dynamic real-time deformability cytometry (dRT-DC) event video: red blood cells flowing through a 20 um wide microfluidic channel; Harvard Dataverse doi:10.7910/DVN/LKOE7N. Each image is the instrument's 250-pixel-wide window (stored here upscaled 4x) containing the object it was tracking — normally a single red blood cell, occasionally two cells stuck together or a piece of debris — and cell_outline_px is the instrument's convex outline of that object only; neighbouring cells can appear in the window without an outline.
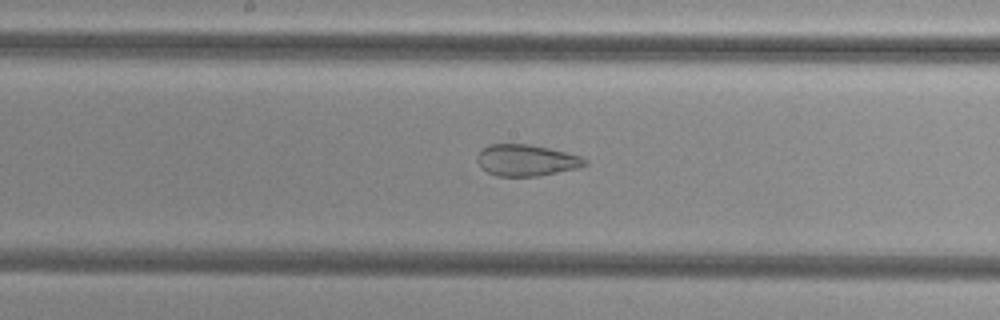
{"species": "common noctule bat (a hibernating species)", "species_latin": "Nyctalus noctula", "temperature_condition": "cold", "stored_images_in_passage": 44, "camera_frame_rate_fps": 3000, "um_per_image_px": 0.085, "animal": {"sex": "female", "body_mass_g": 29.2, "forearm_length_mm": 56.3}, "frame": {"image": 1, "passage_image": 29, "time_ms": 9.333, "image_size_px": [1000, 320], "cell_outline_px": [[588, 164], [580, 168], [540, 176], [496, 176], [480, 168], [476, 160], [476, 156], [488, 144], [528, 144], [548, 148], [580, 156], [588, 160]], "centroid_in_image_um": [44.74, 13.63], "position_along_channel_um": 203.5, "area_um2": 19.88}}
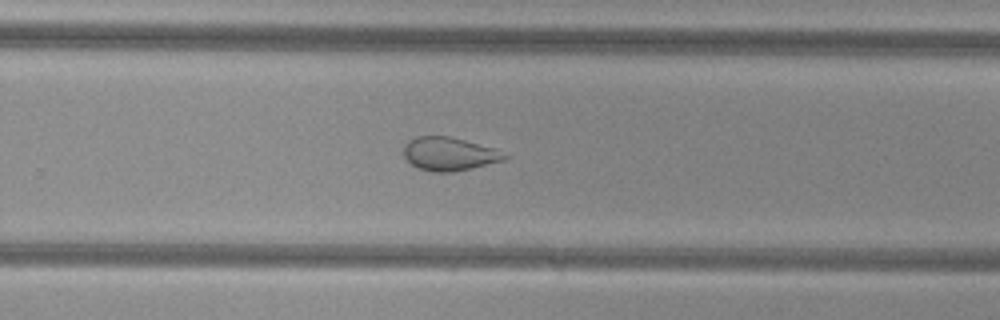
{"frame": {"image": 2, "passage_image": 36, "time_ms": 11.667, "image_size_px": [1000, 320], "cell_outline_px": [[512, 156], [504, 160], [472, 168], [452, 172], [432, 172], [416, 168], [404, 156], [404, 144], [408, 140], [416, 136], [448, 136], [496, 148]], "centroid_in_image_um": [38.2, 13.08], "position_along_channel_um": 291.6, "area_um2": 19.83}}
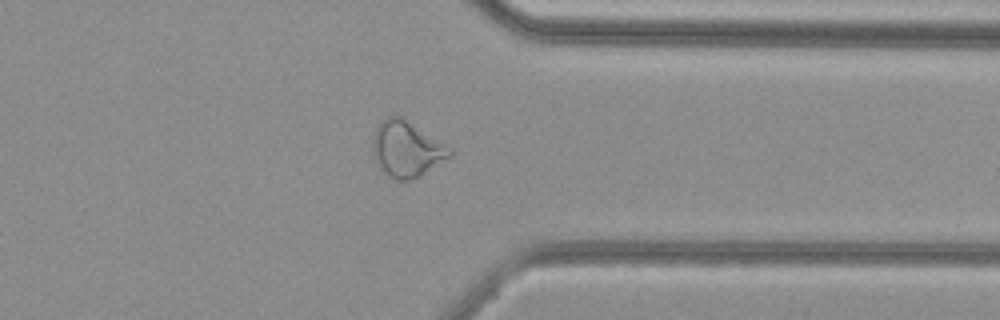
{"frame": {"image": 3, "passage_image": 43, "time_ms": 14.0, "image_size_px": [1000, 320], "cell_outline_px": [[452, 156], [416, 176], [408, 180], [396, 180], [388, 176], [380, 168], [372, 152], [372, 140], [376, 128], [388, 116], [400, 116], [452, 148]], "centroid_in_image_um": [34.54, 12.66], "position_along_channel_um": 376.9, "area_um2": 24.45}}